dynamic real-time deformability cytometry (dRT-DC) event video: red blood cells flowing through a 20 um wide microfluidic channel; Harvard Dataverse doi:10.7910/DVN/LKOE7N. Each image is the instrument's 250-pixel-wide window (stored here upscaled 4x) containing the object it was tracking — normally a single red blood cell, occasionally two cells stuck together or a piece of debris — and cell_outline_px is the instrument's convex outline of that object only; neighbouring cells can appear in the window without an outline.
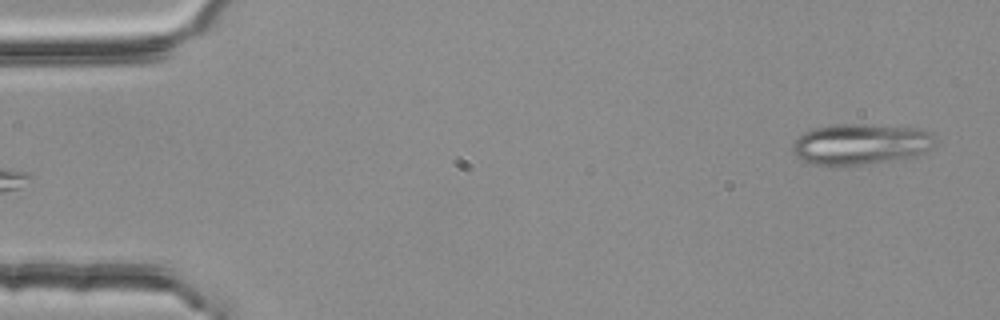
{"species": "common noctule bat (a hibernating species)", "species_latin": "Nyctalus noctula", "temperature_condition": "room temperature", "stored_images_in_passage": 5, "camera_frame_rate_fps": 3000, "um_per_image_px": 0.085, "animal": {"sex": "female", "body_mass_g": 25.1}, "frame": {"image": 1, "passage_image": 5, "time_ms": 1.333, "image_size_px": [1000, 320], "cell_outline_px": [[936, 140], [932, 148], [916, 156], [832, 168], [812, 164], [796, 156], [792, 152], [792, 148], [796, 140], [804, 132], [816, 128], [832, 124], [864, 124], [924, 128], [932, 132], [936, 136]], "centroid_in_image_um": [73.18, 12.25], "position_along_channel_um": 11.8, "area_um2": 34.45}}